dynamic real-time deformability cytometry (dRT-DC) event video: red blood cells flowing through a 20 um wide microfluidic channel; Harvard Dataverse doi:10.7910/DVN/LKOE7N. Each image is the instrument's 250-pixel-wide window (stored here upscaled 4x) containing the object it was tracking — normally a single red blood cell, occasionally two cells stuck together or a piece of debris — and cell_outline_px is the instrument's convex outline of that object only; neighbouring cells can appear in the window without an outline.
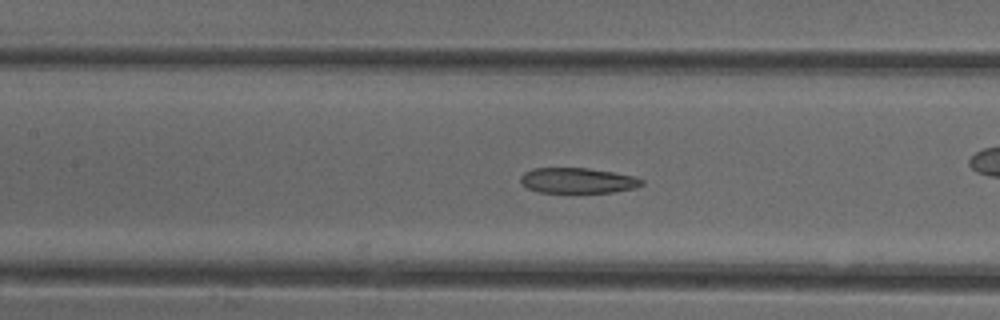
{"species": "common noctule bat (a hibernating species)", "species_latin": "Nyctalus noctula", "temperature_condition": "cold", "stored_images_in_passage": 52, "camera_frame_rate_fps": 3000, "um_per_image_px": 0.085, "animal": {"sex": "female"}, "frame": {"image": 1, "passage_image": 23, "time_ms": 7.333, "image_size_px": [1000, 320], "cell_outline_px": [[644, 184], [636, 188], [612, 192], [540, 192], [528, 188], [520, 180], [520, 176], [524, 172], [532, 168], [588, 168], [612, 172], [632, 176], [644, 180]], "centroid_in_image_um": [49.11, 15.34], "position_along_channel_um": 158.3, "area_um2": 17.8}, "authors_computed_cell_mechanics": {"area_um2": 21.0103, "velocity_mm_per_s": 3.988, "shape_relaxation_time_tau1_ms": null, "shape_relaxation_time_tau2_ms": 1.9731, "deformation_change_tau1": null, "deformation_change_tau2": 0.0914}}